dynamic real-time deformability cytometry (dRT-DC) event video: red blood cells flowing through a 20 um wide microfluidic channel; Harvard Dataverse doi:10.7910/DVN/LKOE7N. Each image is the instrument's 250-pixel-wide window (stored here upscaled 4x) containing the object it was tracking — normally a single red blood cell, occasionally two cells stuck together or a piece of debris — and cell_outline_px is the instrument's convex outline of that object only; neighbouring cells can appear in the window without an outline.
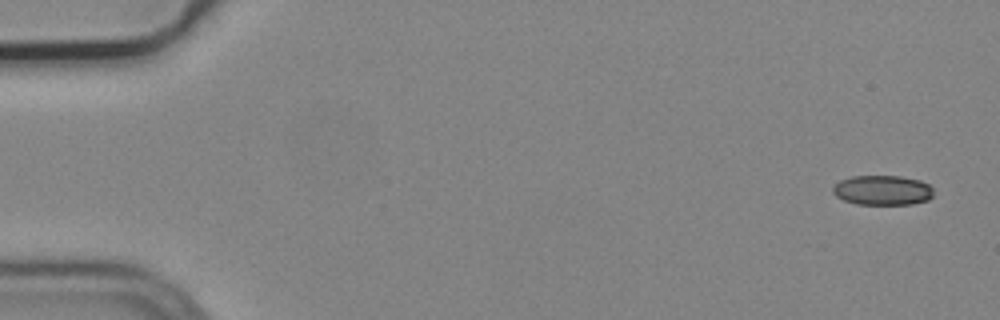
{"species": "common noctule bat (a hibernating species)", "species_latin": "Nyctalus noctula", "temperature_condition": "cold", "stored_images_in_passage": 5, "camera_frame_rate_fps": 3000, "um_per_image_px": 0.085, "animal": {"sex": "male", "body_mass_g": 19.2, "forearm_length_mm": 51.8}, "frame": {"image": 1, "passage_image": 1, "time_ms": 0.0, "image_size_px": [1000, 320], "cell_outline_px": [[932, 196], [928, 200], [912, 204], [856, 204], [844, 200], [836, 196], [832, 192], [832, 188], [840, 180], [852, 176], [900, 176], [920, 180], [928, 184], [932, 188]], "centroid_in_image_um": [75.01, 16.17], "position_along_channel_um": 10.0, "area_um2": 17.46}}